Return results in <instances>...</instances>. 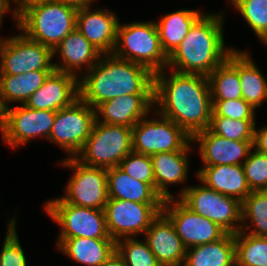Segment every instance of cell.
<instances>
[{
	"instance_id": "6da1fadb",
	"label": "cell",
	"mask_w": 267,
	"mask_h": 266,
	"mask_svg": "<svg viewBox=\"0 0 267 266\" xmlns=\"http://www.w3.org/2000/svg\"><path fill=\"white\" fill-rule=\"evenodd\" d=\"M166 74L164 70L154 74L156 112L172 120L191 137L208 129L213 113L208 77L174 70L170 77L166 78Z\"/></svg>"
},
{
	"instance_id": "7a4b0ae2",
	"label": "cell",
	"mask_w": 267,
	"mask_h": 266,
	"mask_svg": "<svg viewBox=\"0 0 267 266\" xmlns=\"http://www.w3.org/2000/svg\"><path fill=\"white\" fill-rule=\"evenodd\" d=\"M79 79V97L94 109L123 95H153L154 73L147 67L102 54L98 62Z\"/></svg>"
},
{
	"instance_id": "3957f363",
	"label": "cell",
	"mask_w": 267,
	"mask_h": 266,
	"mask_svg": "<svg viewBox=\"0 0 267 266\" xmlns=\"http://www.w3.org/2000/svg\"><path fill=\"white\" fill-rule=\"evenodd\" d=\"M222 25L221 13L202 14L168 57L167 67L180 73L208 76L234 50L225 48Z\"/></svg>"
},
{
	"instance_id": "277c9868",
	"label": "cell",
	"mask_w": 267,
	"mask_h": 266,
	"mask_svg": "<svg viewBox=\"0 0 267 266\" xmlns=\"http://www.w3.org/2000/svg\"><path fill=\"white\" fill-rule=\"evenodd\" d=\"M77 8L56 0L33 5L18 16L20 31L29 39L54 48L76 28Z\"/></svg>"
},
{
	"instance_id": "5b68a950",
	"label": "cell",
	"mask_w": 267,
	"mask_h": 266,
	"mask_svg": "<svg viewBox=\"0 0 267 266\" xmlns=\"http://www.w3.org/2000/svg\"><path fill=\"white\" fill-rule=\"evenodd\" d=\"M114 56L147 67L152 73L167 69L155 22H133L118 25Z\"/></svg>"
},
{
	"instance_id": "8992f818",
	"label": "cell",
	"mask_w": 267,
	"mask_h": 266,
	"mask_svg": "<svg viewBox=\"0 0 267 266\" xmlns=\"http://www.w3.org/2000/svg\"><path fill=\"white\" fill-rule=\"evenodd\" d=\"M133 151L132 128L95 120L91 133L74 157L89 167L109 169Z\"/></svg>"
},
{
	"instance_id": "52a82bcc",
	"label": "cell",
	"mask_w": 267,
	"mask_h": 266,
	"mask_svg": "<svg viewBox=\"0 0 267 266\" xmlns=\"http://www.w3.org/2000/svg\"><path fill=\"white\" fill-rule=\"evenodd\" d=\"M179 199L194 213L218 224L227 233H238L242 228V202L202 186L185 187ZM237 222V223H236Z\"/></svg>"
},
{
	"instance_id": "ba28073f",
	"label": "cell",
	"mask_w": 267,
	"mask_h": 266,
	"mask_svg": "<svg viewBox=\"0 0 267 266\" xmlns=\"http://www.w3.org/2000/svg\"><path fill=\"white\" fill-rule=\"evenodd\" d=\"M45 210L61 226L58 239H112L107 229L104 210L75 206L65 203L61 198L46 202Z\"/></svg>"
},
{
	"instance_id": "9c48e42d",
	"label": "cell",
	"mask_w": 267,
	"mask_h": 266,
	"mask_svg": "<svg viewBox=\"0 0 267 266\" xmlns=\"http://www.w3.org/2000/svg\"><path fill=\"white\" fill-rule=\"evenodd\" d=\"M95 120V109L79 97L56 111L48 139L74 158L87 141Z\"/></svg>"
},
{
	"instance_id": "30bf717a",
	"label": "cell",
	"mask_w": 267,
	"mask_h": 266,
	"mask_svg": "<svg viewBox=\"0 0 267 266\" xmlns=\"http://www.w3.org/2000/svg\"><path fill=\"white\" fill-rule=\"evenodd\" d=\"M0 75H19L30 71H54L53 50L24 34L0 37Z\"/></svg>"
},
{
	"instance_id": "8fae6325",
	"label": "cell",
	"mask_w": 267,
	"mask_h": 266,
	"mask_svg": "<svg viewBox=\"0 0 267 266\" xmlns=\"http://www.w3.org/2000/svg\"><path fill=\"white\" fill-rule=\"evenodd\" d=\"M160 120L144 116L132 127L133 152L152 156L156 153L182 150L192 137L169 118Z\"/></svg>"
},
{
	"instance_id": "7c38bea8",
	"label": "cell",
	"mask_w": 267,
	"mask_h": 266,
	"mask_svg": "<svg viewBox=\"0 0 267 266\" xmlns=\"http://www.w3.org/2000/svg\"><path fill=\"white\" fill-rule=\"evenodd\" d=\"M61 164L74 171L61 199L75 206L104 210L109 199L107 169L85 166L70 157Z\"/></svg>"
},
{
	"instance_id": "4fadbf2b",
	"label": "cell",
	"mask_w": 267,
	"mask_h": 266,
	"mask_svg": "<svg viewBox=\"0 0 267 266\" xmlns=\"http://www.w3.org/2000/svg\"><path fill=\"white\" fill-rule=\"evenodd\" d=\"M162 206L163 203L108 199L104 212L110 237L116 242L145 234L152 221L162 212Z\"/></svg>"
},
{
	"instance_id": "5bb4252c",
	"label": "cell",
	"mask_w": 267,
	"mask_h": 266,
	"mask_svg": "<svg viewBox=\"0 0 267 266\" xmlns=\"http://www.w3.org/2000/svg\"><path fill=\"white\" fill-rule=\"evenodd\" d=\"M162 212L173 223L186 249L218 241L227 234L218 224L194 213L180 199L164 200Z\"/></svg>"
},
{
	"instance_id": "9a60e30c",
	"label": "cell",
	"mask_w": 267,
	"mask_h": 266,
	"mask_svg": "<svg viewBox=\"0 0 267 266\" xmlns=\"http://www.w3.org/2000/svg\"><path fill=\"white\" fill-rule=\"evenodd\" d=\"M56 111L35 110L25 106L5 109L1 130L3 141L12 148L20 147L35 137L49 138Z\"/></svg>"
},
{
	"instance_id": "2e32d148",
	"label": "cell",
	"mask_w": 267,
	"mask_h": 266,
	"mask_svg": "<svg viewBox=\"0 0 267 266\" xmlns=\"http://www.w3.org/2000/svg\"><path fill=\"white\" fill-rule=\"evenodd\" d=\"M78 98L79 76L54 70L24 105L35 110L57 111Z\"/></svg>"
},
{
	"instance_id": "e0dca14e",
	"label": "cell",
	"mask_w": 267,
	"mask_h": 266,
	"mask_svg": "<svg viewBox=\"0 0 267 266\" xmlns=\"http://www.w3.org/2000/svg\"><path fill=\"white\" fill-rule=\"evenodd\" d=\"M117 16L108 11H95L90 6L80 8L76 14V28L102 54H112L117 40Z\"/></svg>"
},
{
	"instance_id": "ac0fdd59",
	"label": "cell",
	"mask_w": 267,
	"mask_h": 266,
	"mask_svg": "<svg viewBox=\"0 0 267 266\" xmlns=\"http://www.w3.org/2000/svg\"><path fill=\"white\" fill-rule=\"evenodd\" d=\"M192 141L199 142V154L205 166L243 165L250 151H253V141L229 140L209 128L196 133ZM240 158L244 161L240 162Z\"/></svg>"
},
{
	"instance_id": "d6986e66",
	"label": "cell",
	"mask_w": 267,
	"mask_h": 266,
	"mask_svg": "<svg viewBox=\"0 0 267 266\" xmlns=\"http://www.w3.org/2000/svg\"><path fill=\"white\" fill-rule=\"evenodd\" d=\"M145 234L150 250L162 266H183L186 247L163 212L152 221Z\"/></svg>"
},
{
	"instance_id": "ffe728a7",
	"label": "cell",
	"mask_w": 267,
	"mask_h": 266,
	"mask_svg": "<svg viewBox=\"0 0 267 266\" xmlns=\"http://www.w3.org/2000/svg\"><path fill=\"white\" fill-rule=\"evenodd\" d=\"M152 105H154L153 95L118 96L95 108L96 121L132 128L142 117L151 112Z\"/></svg>"
},
{
	"instance_id": "44dd1931",
	"label": "cell",
	"mask_w": 267,
	"mask_h": 266,
	"mask_svg": "<svg viewBox=\"0 0 267 266\" xmlns=\"http://www.w3.org/2000/svg\"><path fill=\"white\" fill-rule=\"evenodd\" d=\"M59 53L62 65L54 63L56 71L77 76L75 70H81L85 64L89 71L99 60L102 53L99 52L82 34L75 28L53 50V55Z\"/></svg>"
},
{
	"instance_id": "7402d4cb",
	"label": "cell",
	"mask_w": 267,
	"mask_h": 266,
	"mask_svg": "<svg viewBox=\"0 0 267 266\" xmlns=\"http://www.w3.org/2000/svg\"><path fill=\"white\" fill-rule=\"evenodd\" d=\"M197 176L206 187L240 202L252 192L243 165L204 166L197 172Z\"/></svg>"
},
{
	"instance_id": "603a6c76",
	"label": "cell",
	"mask_w": 267,
	"mask_h": 266,
	"mask_svg": "<svg viewBox=\"0 0 267 266\" xmlns=\"http://www.w3.org/2000/svg\"><path fill=\"white\" fill-rule=\"evenodd\" d=\"M191 141L180 151L156 153L151 157L155 191L163 200L174 198L168 184L183 183L188 174V152Z\"/></svg>"
},
{
	"instance_id": "cb8c5ba5",
	"label": "cell",
	"mask_w": 267,
	"mask_h": 266,
	"mask_svg": "<svg viewBox=\"0 0 267 266\" xmlns=\"http://www.w3.org/2000/svg\"><path fill=\"white\" fill-rule=\"evenodd\" d=\"M60 252L86 266H101L116 251L113 239L77 237L58 239Z\"/></svg>"
},
{
	"instance_id": "d4e9b609",
	"label": "cell",
	"mask_w": 267,
	"mask_h": 266,
	"mask_svg": "<svg viewBox=\"0 0 267 266\" xmlns=\"http://www.w3.org/2000/svg\"><path fill=\"white\" fill-rule=\"evenodd\" d=\"M109 199H122L139 203H163L162 197L145 182L138 181L118 166L107 169Z\"/></svg>"
},
{
	"instance_id": "484cf974",
	"label": "cell",
	"mask_w": 267,
	"mask_h": 266,
	"mask_svg": "<svg viewBox=\"0 0 267 266\" xmlns=\"http://www.w3.org/2000/svg\"><path fill=\"white\" fill-rule=\"evenodd\" d=\"M183 266H235L234 234L186 249Z\"/></svg>"
},
{
	"instance_id": "4316f807",
	"label": "cell",
	"mask_w": 267,
	"mask_h": 266,
	"mask_svg": "<svg viewBox=\"0 0 267 266\" xmlns=\"http://www.w3.org/2000/svg\"><path fill=\"white\" fill-rule=\"evenodd\" d=\"M212 101L242 98L239 79V51L234 49L228 58L208 76Z\"/></svg>"
},
{
	"instance_id": "83f0119b",
	"label": "cell",
	"mask_w": 267,
	"mask_h": 266,
	"mask_svg": "<svg viewBox=\"0 0 267 266\" xmlns=\"http://www.w3.org/2000/svg\"><path fill=\"white\" fill-rule=\"evenodd\" d=\"M202 14L197 10L182 9L166 14L158 22L155 21L162 49L168 57L177 49L193 23Z\"/></svg>"
},
{
	"instance_id": "f1b7e54d",
	"label": "cell",
	"mask_w": 267,
	"mask_h": 266,
	"mask_svg": "<svg viewBox=\"0 0 267 266\" xmlns=\"http://www.w3.org/2000/svg\"><path fill=\"white\" fill-rule=\"evenodd\" d=\"M53 71H30L19 75H0V100L4 109L10 102L25 104Z\"/></svg>"
},
{
	"instance_id": "f546056e",
	"label": "cell",
	"mask_w": 267,
	"mask_h": 266,
	"mask_svg": "<svg viewBox=\"0 0 267 266\" xmlns=\"http://www.w3.org/2000/svg\"><path fill=\"white\" fill-rule=\"evenodd\" d=\"M247 52L239 51V79L242 98L253 109L267 99V80Z\"/></svg>"
},
{
	"instance_id": "4dcf8cb0",
	"label": "cell",
	"mask_w": 267,
	"mask_h": 266,
	"mask_svg": "<svg viewBox=\"0 0 267 266\" xmlns=\"http://www.w3.org/2000/svg\"><path fill=\"white\" fill-rule=\"evenodd\" d=\"M234 241L235 266H267V237L240 230L234 234Z\"/></svg>"
},
{
	"instance_id": "1f68e13d",
	"label": "cell",
	"mask_w": 267,
	"mask_h": 266,
	"mask_svg": "<svg viewBox=\"0 0 267 266\" xmlns=\"http://www.w3.org/2000/svg\"><path fill=\"white\" fill-rule=\"evenodd\" d=\"M247 219L251 220L255 228L251 233L246 231L250 226L245 225ZM241 230L249 235L267 237V190L252 191L242 202Z\"/></svg>"
},
{
	"instance_id": "d6a6232c",
	"label": "cell",
	"mask_w": 267,
	"mask_h": 266,
	"mask_svg": "<svg viewBox=\"0 0 267 266\" xmlns=\"http://www.w3.org/2000/svg\"><path fill=\"white\" fill-rule=\"evenodd\" d=\"M116 241V252L122 257L126 266H162L148 242L138 241L137 238H124Z\"/></svg>"
},
{
	"instance_id": "836d02e7",
	"label": "cell",
	"mask_w": 267,
	"mask_h": 266,
	"mask_svg": "<svg viewBox=\"0 0 267 266\" xmlns=\"http://www.w3.org/2000/svg\"><path fill=\"white\" fill-rule=\"evenodd\" d=\"M262 42L267 38V0H230Z\"/></svg>"
},
{
	"instance_id": "e575fe53",
	"label": "cell",
	"mask_w": 267,
	"mask_h": 266,
	"mask_svg": "<svg viewBox=\"0 0 267 266\" xmlns=\"http://www.w3.org/2000/svg\"><path fill=\"white\" fill-rule=\"evenodd\" d=\"M255 120H232L227 117H211L209 129L226 139L253 141Z\"/></svg>"
},
{
	"instance_id": "d590c367",
	"label": "cell",
	"mask_w": 267,
	"mask_h": 266,
	"mask_svg": "<svg viewBox=\"0 0 267 266\" xmlns=\"http://www.w3.org/2000/svg\"><path fill=\"white\" fill-rule=\"evenodd\" d=\"M118 167L130 177L148 183L155 190V179L150 156L132 151L119 163Z\"/></svg>"
},
{
	"instance_id": "8d00e7d4",
	"label": "cell",
	"mask_w": 267,
	"mask_h": 266,
	"mask_svg": "<svg viewBox=\"0 0 267 266\" xmlns=\"http://www.w3.org/2000/svg\"><path fill=\"white\" fill-rule=\"evenodd\" d=\"M247 184L251 191L267 190V155L258 151L249 153L243 162Z\"/></svg>"
},
{
	"instance_id": "74e56055",
	"label": "cell",
	"mask_w": 267,
	"mask_h": 266,
	"mask_svg": "<svg viewBox=\"0 0 267 266\" xmlns=\"http://www.w3.org/2000/svg\"><path fill=\"white\" fill-rule=\"evenodd\" d=\"M16 218L8 224L7 234L0 252V266H27L26 257L18 240Z\"/></svg>"
},
{
	"instance_id": "f35d334b",
	"label": "cell",
	"mask_w": 267,
	"mask_h": 266,
	"mask_svg": "<svg viewBox=\"0 0 267 266\" xmlns=\"http://www.w3.org/2000/svg\"><path fill=\"white\" fill-rule=\"evenodd\" d=\"M211 117H227L232 120H255V109L243 98L235 100L212 101Z\"/></svg>"
},
{
	"instance_id": "ab89813d",
	"label": "cell",
	"mask_w": 267,
	"mask_h": 266,
	"mask_svg": "<svg viewBox=\"0 0 267 266\" xmlns=\"http://www.w3.org/2000/svg\"><path fill=\"white\" fill-rule=\"evenodd\" d=\"M253 148H255L256 151L267 155V126L259 129V131L255 128Z\"/></svg>"
},
{
	"instance_id": "60d3db41",
	"label": "cell",
	"mask_w": 267,
	"mask_h": 266,
	"mask_svg": "<svg viewBox=\"0 0 267 266\" xmlns=\"http://www.w3.org/2000/svg\"><path fill=\"white\" fill-rule=\"evenodd\" d=\"M16 3H19L18 6L16 7V9L13 10V17L16 20L18 25V16L25 11L26 9H28L29 7L36 5V4H40L42 2L48 1V0H12Z\"/></svg>"
},
{
	"instance_id": "b9f144b4",
	"label": "cell",
	"mask_w": 267,
	"mask_h": 266,
	"mask_svg": "<svg viewBox=\"0 0 267 266\" xmlns=\"http://www.w3.org/2000/svg\"><path fill=\"white\" fill-rule=\"evenodd\" d=\"M101 266H126L122 257L115 251Z\"/></svg>"
},
{
	"instance_id": "7bdbcfd3",
	"label": "cell",
	"mask_w": 267,
	"mask_h": 266,
	"mask_svg": "<svg viewBox=\"0 0 267 266\" xmlns=\"http://www.w3.org/2000/svg\"><path fill=\"white\" fill-rule=\"evenodd\" d=\"M56 1L73 6L77 9H80V8H84L87 6H91L92 2L95 0H56Z\"/></svg>"
},
{
	"instance_id": "ee69618b",
	"label": "cell",
	"mask_w": 267,
	"mask_h": 266,
	"mask_svg": "<svg viewBox=\"0 0 267 266\" xmlns=\"http://www.w3.org/2000/svg\"><path fill=\"white\" fill-rule=\"evenodd\" d=\"M10 11V0H0V24L6 12Z\"/></svg>"
},
{
	"instance_id": "f6af8a7d",
	"label": "cell",
	"mask_w": 267,
	"mask_h": 266,
	"mask_svg": "<svg viewBox=\"0 0 267 266\" xmlns=\"http://www.w3.org/2000/svg\"><path fill=\"white\" fill-rule=\"evenodd\" d=\"M4 115H5V109L2 106L1 100H0V131L3 128L4 125Z\"/></svg>"
}]
</instances>
